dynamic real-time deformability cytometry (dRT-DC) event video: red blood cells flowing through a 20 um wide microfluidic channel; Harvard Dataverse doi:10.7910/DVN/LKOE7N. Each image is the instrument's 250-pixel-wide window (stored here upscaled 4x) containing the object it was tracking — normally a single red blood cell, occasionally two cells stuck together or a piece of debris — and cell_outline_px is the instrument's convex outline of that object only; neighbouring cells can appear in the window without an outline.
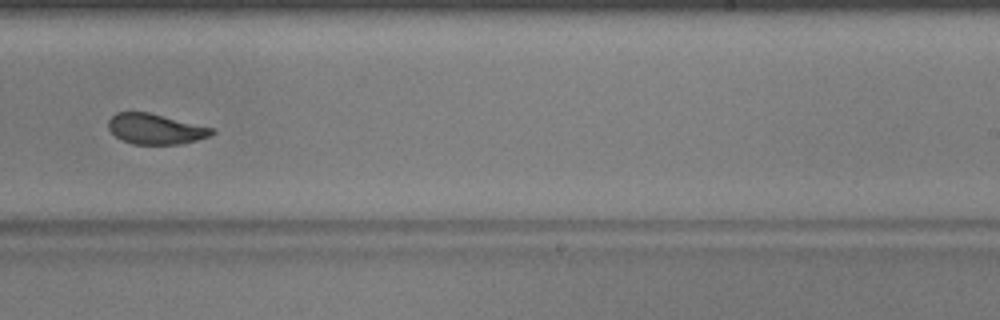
{"species": "common noctule bat (a hibernating species)", "species_latin": "Nyctalus noctula", "temperature_condition": "warm", "stored_images_in_passage": 9, "camera_frame_rate_fps": 3000, "um_per_image_px": 0.085, "animal": {"sex": "male", "body_mass_g": 17.9, "forearm_length_mm": 54.2}, "frame": {"image": 1, "passage_image": 9, "time_ms": 10.333, "image_size_px": [1000, 320], "cell_outline_px": [[216, 132], [212, 136], [180, 144], [132, 144], [120, 140], [108, 128], [108, 120], [116, 112], [148, 112], [216, 128]], "centroid_in_image_um": [13.25, 10.96], "position_along_channel_um": 275.7, "area_um2": 18.55}}